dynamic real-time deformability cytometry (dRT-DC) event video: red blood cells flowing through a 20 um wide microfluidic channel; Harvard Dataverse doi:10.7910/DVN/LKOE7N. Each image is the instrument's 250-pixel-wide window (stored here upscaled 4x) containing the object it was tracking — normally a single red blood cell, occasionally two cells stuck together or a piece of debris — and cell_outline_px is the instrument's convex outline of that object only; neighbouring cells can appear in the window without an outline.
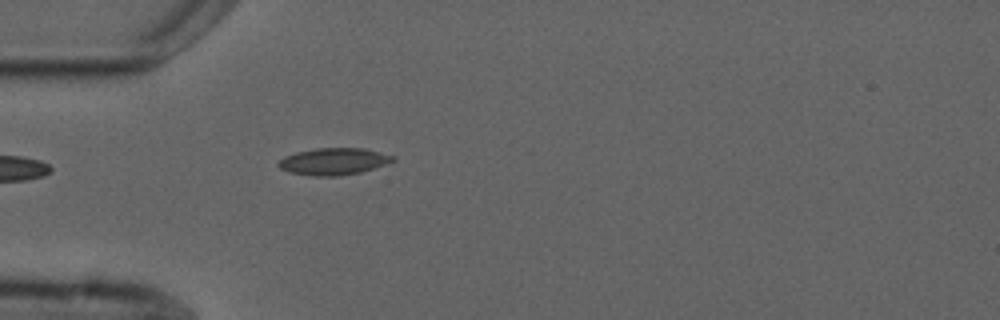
{"species": "common noctule bat (a hibernating species)", "species_latin": "Nyctalus noctula", "temperature_condition": "cold", "stored_images_in_passage": 2, "camera_frame_rate_fps": 3000, "um_per_image_px": 0.085, "animal": {"sex": "male", "forearm_length_mm": 52.5}, "frame": {"image": 1, "passage_image": 2, "time_ms": 1.333, "image_size_px": [1000, 320], "cell_outline_px": [[396, 160], [360, 172], [336, 176], [312, 176], [288, 172], [280, 168], [276, 164], [284, 156], [296, 152], [316, 148], [364, 148], [396, 156]], "centroid_in_image_um": [28.33, 13.71], "position_along_channel_um": 56.7, "area_um2": 17.92}}